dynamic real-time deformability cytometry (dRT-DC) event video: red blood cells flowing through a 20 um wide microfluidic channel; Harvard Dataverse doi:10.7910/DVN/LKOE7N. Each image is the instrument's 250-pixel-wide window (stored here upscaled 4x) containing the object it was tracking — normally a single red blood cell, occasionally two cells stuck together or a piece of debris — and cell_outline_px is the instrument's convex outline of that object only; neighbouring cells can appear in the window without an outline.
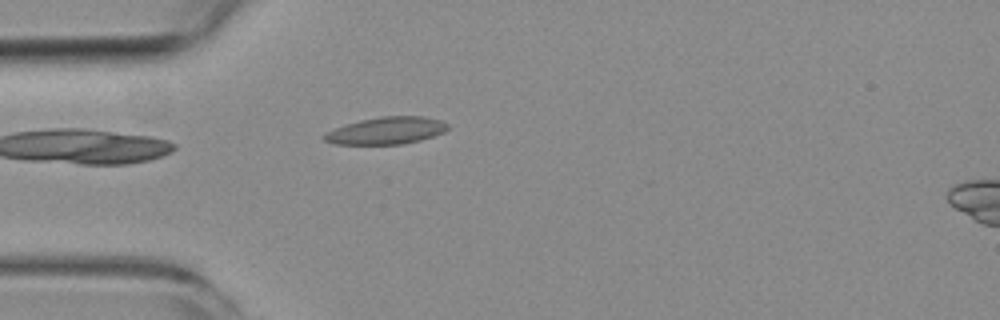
{"species": "common noctule bat (a hibernating species)", "species_latin": "Nyctalus noctula", "temperature_condition": "room temperature", "stored_images_in_passage": 1, "camera_frame_rate_fps": 3000, "um_per_image_px": 0.085, "animal": {"sex": "female", "body_mass_g": 19.3, "forearm_length_mm": 54.1}, "frame": {"image": 1, "passage_image": 1, "time_ms": 0.0, "image_size_px": [1000, 320], "cell_outline_px": [[448, 128], [444, 132], [420, 140], [400, 144], [336, 144], [324, 140], [320, 136], [336, 128], [360, 120], [380, 116], [424, 116], [440, 120], [448, 124]], "centroid_in_image_um": [32.85, 11.1], "position_along_channel_um": 52.2, "area_um2": 19.36}}